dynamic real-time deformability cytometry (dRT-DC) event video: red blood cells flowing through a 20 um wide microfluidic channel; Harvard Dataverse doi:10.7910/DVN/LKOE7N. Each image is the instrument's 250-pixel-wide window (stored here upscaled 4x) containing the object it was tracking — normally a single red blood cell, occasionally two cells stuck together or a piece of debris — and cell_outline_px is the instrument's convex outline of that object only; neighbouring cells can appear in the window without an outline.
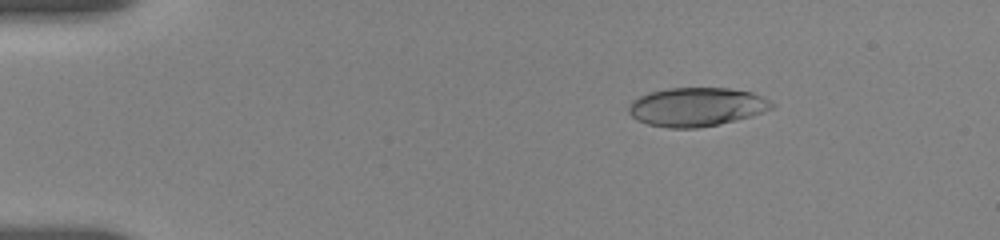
{"species": "human", "species_latin": "Homo sapiens", "temperature_condition": "room temperature", "stored_images_in_passage": 14, "camera_frame_rate_fps": 3000, "um_per_image_px": 0.085, "donor": {"sex": "female"}, "frame": {"image": 1, "passage_image": 6, "time_ms": 2.667, "image_size_px": [1000, 240], "cell_outline_px": [[776, 104], [772, 108], [752, 116], [720, 124], [696, 128], [668, 128], [648, 124], [636, 120], [628, 112], [628, 108], [632, 100], [640, 96], [652, 92], [668, 88], [728, 88], [752, 92]], "centroid_in_image_um": [59.2, 9.09], "position_along_channel_um": 25.8, "area_um2": 32.25}}
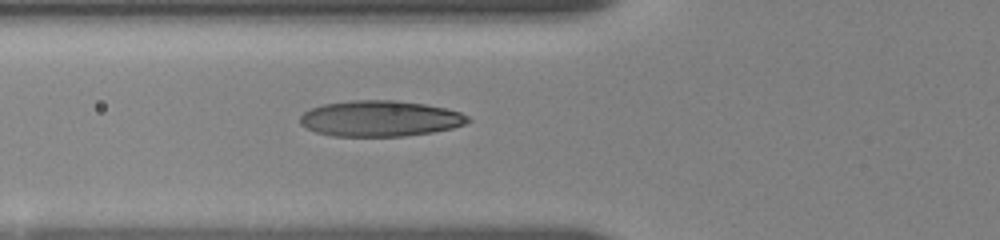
{"frame": {"image": 2, "passage_image": 11, "time_ms": 6.667, "image_size_px": [1000, 240], "cell_outline_px": [[472, 120], [464, 124], [452, 128], [432, 132], [404, 136], [332, 136], [316, 132], [300, 124], [300, 116], [304, 112], [312, 108], [324, 104], [352, 100], [396, 100], [424, 104], [444, 108], [460, 112], [468, 116]], "centroid_in_image_um": [32.31, 10.07], "position_along_channel_um": 93.5, "area_um2": 34.97}}
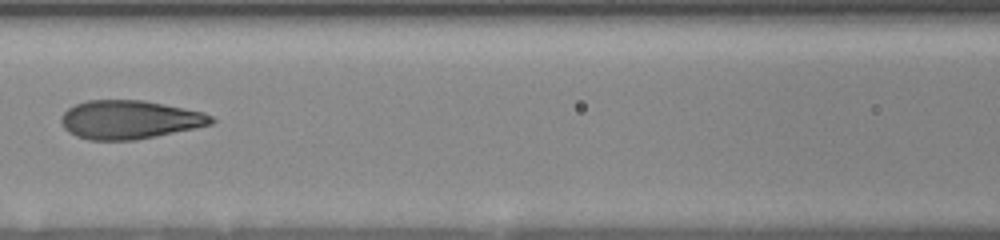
{"frame": {"image": 3, "passage_image": 13, "time_ms": 8.333, "image_size_px": [1000, 240], "cell_outline_px": [[216, 120], [212, 124], [196, 128], [136, 140], [88, 140], [76, 136], [68, 132], [64, 128], [60, 120], [60, 116], [68, 108], [76, 104], [88, 100], [144, 100], [204, 112], [212, 116]], "centroid_in_image_um": [11.01, 10.17], "position_along_channel_um": 155.6, "area_um2": 33.93}}